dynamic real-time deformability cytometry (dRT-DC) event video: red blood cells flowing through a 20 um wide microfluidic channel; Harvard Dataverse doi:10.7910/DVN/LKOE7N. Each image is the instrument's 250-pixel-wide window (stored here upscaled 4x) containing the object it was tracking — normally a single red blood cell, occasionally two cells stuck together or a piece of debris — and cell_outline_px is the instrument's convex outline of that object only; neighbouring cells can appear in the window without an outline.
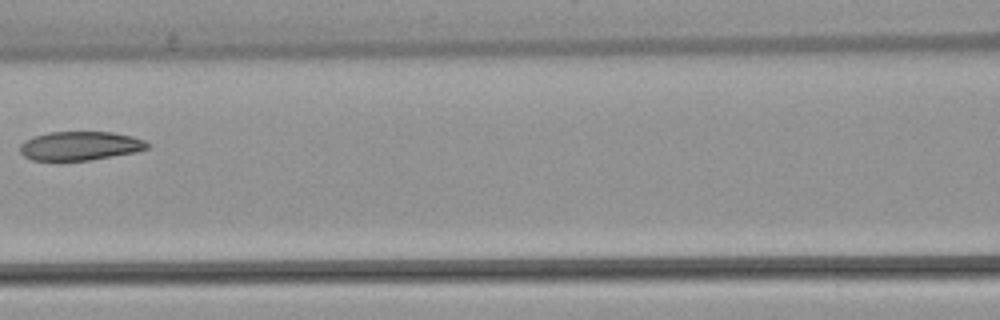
{"species": "common noctule bat (a hibernating species)", "species_latin": "Nyctalus noctula", "temperature_condition": "warm", "stored_images_in_passage": 7, "camera_frame_rate_fps": 3000, "um_per_image_px": 0.085, "animal": {"sex": "female", "body_mass_g": 22.7, "forearm_length_mm": 54.2}, "frame": {"image": 1, "passage_image": 7, "time_ms": 7.667, "image_size_px": [1000, 320], "cell_outline_px": [[148, 148], [136, 152], [88, 160], [32, 160], [24, 156], [20, 152], [20, 144], [24, 140], [32, 136], [48, 132], [112, 132], [132, 136], [144, 140], [148, 144]], "centroid_in_image_um": [6.77, 12.39], "position_along_channel_um": 159.8, "area_um2": 21.39}}